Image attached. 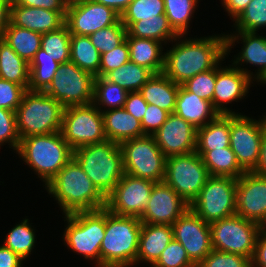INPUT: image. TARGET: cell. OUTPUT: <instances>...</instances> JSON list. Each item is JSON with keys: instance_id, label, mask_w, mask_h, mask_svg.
<instances>
[{"instance_id": "6da1fadb", "label": "cell", "mask_w": 266, "mask_h": 267, "mask_svg": "<svg viewBox=\"0 0 266 267\" xmlns=\"http://www.w3.org/2000/svg\"><path fill=\"white\" fill-rule=\"evenodd\" d=\"M226 34L201 38L178 35L164 57L163 74L182 85L195 75L215 68L226 55ZM185 39H181L184 38Z\"/></svg>"}, {"instance_id": "7a4b0ae2", "label": "cell", "mask_w": 266, "mask_h": 267, "mask_svg": "<svg viewBox=\"0 0 266 267\" xmlns=\"http://www.w3.org/2000/svg\"><path fill=\"white\" fill-rule=\"evenodd\" d=\"M64 212L63 215L106 207V197L72 158L45 186Z\"/></svg>"}, {"instance_id": "3957f363", "label": "cell", "mask_w": 266, "mask_h": 267, "mask_svg": "<svg viewBox=\"0 0 266 267\" xmlns=\"http://www.w3.org/2000/svg\"><path fill=\"white\" fill-rule=\"evenodd\" d=\"M142 222L105 208V235L100 246L101 267L136 265Z\"/></svg>"}, {"instance_id": "277c9868", "label": "cell", "mask_w": 266, "mask_h": 267, "mask_svg": "<svg viewBox=\"0 0 266 267\" xmlns=\"http://www.w3.org/2000/svg\"><path fill=\"white\" fill-rule=\"evenodd\" d=\"M16 154L36 172L46 186L73 158V149L59 131L20 139Z\"/></svg>"}, {"instance_id": "5b68a950", "label": "cell", "mask_w": 266, "mask_h": 267, "mask_svg": "<svg viewBox=\"0 0 266 267\" xmlns=\"http://www.w3.org/2000/svg\"><path fill=\"white\" fill-rule=\"evenodd\" d=\"M73 158L105 197L125 174L120 144L110 140L76 148Z\"/></svg>"}, {"instance_id": "8992f818", "label": "cell", "mask_w": 266, "mask_h": 267, "mask_svg": "<svg viewBox=\"0 0 266 267\" xmlns=\"http://www.w3.org/2000/svg\"><path fill=\"white\" fill-rule=\"evenodd\" d=\"M64 109L45 92L27 90L15 111L20 139L61 131Z\"/></svg>"}, {"instance_id": "52a82bcc", "label": "cell", "mask_w": 266, "mask_h": 267, "mask_svg": "<svg viewBox=\"0 0 266 267\" xmlns=\"http://www.w3.org/2000/svg\"><path fill=\"white\" fill-rule=\"evenodd\" d=\"M67 227L63 240L67 247L85 260L101 267L100 246L105 235V208L64 215Z\"/></svg>"}, {"instance_id": "ba28073f", "label": "cell", "mask_w": 266, "mask_h": 267, "mask_svg": "<svg viewBox=\"0 0 266 267\" xmlns=\"http://www.w3.org/2000/svg\"><path fill=\"white\" fill-rule=\"evenodd\" d=\"M236 186L233 177L210 175L189 208L209 224L235 215Z\"/></svg>"}, {"instance_id": "9c48e42d", "label": "cell", "mask_w": 266, "mask_h": 267, "mask_svg": "<svg viewBox=\"0 0 266 267\" xmlns=\"http://www.w3.org/2000/svg\"><path fill=\"white\" fill-rule=\"evenodd\" d=\"M120 148L124 173L154 182L164 180L167 157L156 144L153 135L124 141Z\"/></svg>"}, {"instance_id": "30bf717a", "label": "cell", "mask_w": 266, "mask_h": 267, "mask_svg": "<svg viewBox=\"0 0 266 267\" xmlns=\"http://www.w3.org/2000/svg\"><path fill=\"white\" fill-rule=\"evenodd\" d=\"M259 225L240 215H232L210 223L214 250L242 255L252 259Z\"/></svg>"}, {"instance_id": "8fae6325", "label": "cell", "mask_w": 266, "mask_h": 267, "mask_svg": "<svg viewBox=\"0 0 266 267\" xmlns=\"http://www.w3.org/2000/svg\"><path fill=\"white\" fill-rule=\"evenodd\" d=\"M209 176L201 156L196 151L166 158L163 181L189 205L198 196Z\"/></svg>"}, {"instance_id": "7c38bea8", "label": "cell", "mask_w": 266, "mask_h": 267, "mask_svg": "<svg viewBox=\"0 0 266 267\" xmlns=\"http://www.w3.org/2000/svg\"><path fill=\"white\" fill-rule=\"evenodd\" d=\"M61 133L73 150L107 140L102 113L93 103L66 107Z\"/></svg>"}, {"instance_id": "4fadbf2b", "label": "cell", "mask_w": 266, "mask_h": 267, "mask_svg": "<svg viewBox=\"0 0 266 267\" xmlns=\"http://www.w3.org/2000/svg\"><path fill=\"white\" fill-rule=\"evenodd\" d=\"M259 120L241 113L230 114V148L245 172H252L260 157L261 140L266 129V113Z\"/></svg>"}, {"instance_id": "5bb4252c", "label": "cell", "mask_w": 266, "mask_h": 267, "mask_svg": "<svg viewBox=\"0 0 266 267\" xmlns=\"http://www.w3.org/2000/svg\"><path fill=\"white\" fill-rule=\"evenodd\" d=\"M94 80L93 75L69 61L59 65L56 76L44 92L65 108L92 104Z\"/></svg>"}, {"instance_id": "9a60e30c", "label": "cell", "mask_w": 266, "mask_h": 267, "mask_svg": "<svg viewBox=\"0 0 266 267\" xmlns=\"http://www.w3.org/2000/svg\"><path fill=\"white\" fill-rule=\"evenodd\" d=\"M156 182L125 173L106 197V209L116 215L140 218Z\"/></svg>"}, {"instance_id": "2e32d148", "label": "cell", "mask_w": 266, "mask_h": 267, "mask_svg": "<svg viewBox=\"0 0 266 267\" xmlns=\"http://www.w3.org/2000/svg\"><path fill=\"white\" fill-rule=\"evenodd\" d=\"M172 228L174 239L181 243L196 266L213 250L210 224L190 208L172 224Z\"/></svg>"}, {"instance_id": "e0dca14e", "label": "cell", "mask_w": 266, "mask_h": 267, "mask_svg": "<svg viewBox=\"0 0 266 267\" xmlns=\"http://www.w3.org/2000/svg\"><path fill=\"white\" fill-rule=\"evenodd\" d=\"M120 19L121 15L110 7L93 0H82L67 5L65 25L71 35L90 36Z\"/></svg>"}, {"instance_id": "ac0fdd59", "label": "cell", "mask_w": 266, "mask_h": 267, "mask_svg": "<svg viewBox=\"0 0 266 267\" xmlns=\"http://www.w3.org/2000/svg\"><path fill=\"white\" fill-rule=\"evenodd\" d=\"M253 76L254 73H251L247 68H236L233 64L224 68L219 63L216 66L213 108L221 115L238 114L224 105L244 99L250 90L251 83L254 81Z\"/></svg>"}, {"instance_id": "d6986e66", "label": "cell", "mask_w": 266, "mask_h": 267, "mask_svg": "<svg viewBox=\"0 0 266 267\" xmlns=\"http://www.w3.org/2000/svg\"><path fill=\"white\" fill-rule=\"evenodd\" d=\"M189 208V204L164 181L156 182L148 205L139 218L142 223L171 225Z\"/></svg>"}, {"instance_id": "ffe728a7", "label": "cell", "mask_w": 266, "mask_h": 267, "mask_svg": "<svg viewBox=\"0 0 266 267\" xmlns=\"http://www.w3.org/2000/svg\"><path fill=\"white\" fill-rule=\"evenodd\" d=\"M236 214L261 224L266 216V177L245 172L237 179Z\"/></svg>"}, {"instance_id": "44dd1931", "label": "cell", "mask_w": 266, "mask_h": 267, "mask_svg": "<svg viewBox=\"0 0 266 267\" xmlns=\"http://www.w3.org/2000/svg\"><path fill=\"white\" fill-rule=\"evenodd\" d=\"M153 137L166 157L196 151L197 129L175 113L169 114Z\"/></svg>"}, {"instance_id": "7402d4cb", "label": "cell", "mask_w": 266, "mask_h": 267, "mask_svg": "<svg viewBox=\"0 0 266 267\" xmlns=\"http://www.w3.org/2000/svg\"><path fill=\"white\" fill-rule=\"evenodd\" d=\"M257 32L236 31L230 35L226 34V55L231 52L232 46L240 39L243 45L242 50L234 56L233 65L236 68L242 63H249L258 67L254 74V81L258 82L266 74V36H259ZM237 41V42H236ZM241 63V64H240ZM240 64V65H239ZM238 65V66H237Z\"/></svg>"}, {"instance_id": "603a6c76", "label": "cell", "mask_w": 266, "mask_h": 267, "mask_svg": "<svg viewBox=\"0 0 266 267\" xmlns=\"http://www.w3.org/2000/svg\"><path fill=\"white\" fill-rule=\"evenodd\" d=\"M66 12H57L43 8L26 7L11 1L10 22L20 28L41 34L56 31L65 25Z\"/></svg>"}, {"instance_id": "cb8c5ba5", "label": "cell", "mask_w": 266, "mask_h": 267, "mask_svg": "<svg viewBox=\"0 0 266 267\" xmlns=\"http://www.w3.org/2000/svg\"><path fill=\"white\" fill-rule=\"evenodd\" d=\"M173 238L171 225L142 223L136 265L150 263L151 267Z\"/></svg>"}, {"instance_id": "d4e9b609", "label": "cell", "mask_w": 266, "mask_h": 267, "mask_svg": "<svg viewBox=\"0 0 266 267\" xmlns=\"http://www.w3.org/2000/svg\"><path fill=\"white\" fill-rule=\"evenodd\" d=\"M174 113L196 129L205 126L219 115L211 102L187 91L182 85L179 87Z\"/></svg>"}, {"instance_id": "484cf974", "label": "cell", "mask_w": 266, "mask_h": 267, "mask_svg": "<svg viewBox=\"0 0 266 267\" xmlns=\"http://www.w3.org/2000/svg\"><path fill=\"white\" fill-rule=\"evenodd\" d=\"M101 113L107 140L121 144L124 141L145 135L141 122L124 108L105 110Z\"/></svg>"}, {"instance_id": "4316f807", "label": "cell", "mask_w": 266, "mask_h": 267, "mask_svg": "<svg viewBox=\"0 0 266 267\" xmlns=\"http://www.w3.org/2000/svg\"><path fill=\"white\" fill-rule=\"evenodd\" d=\"M126 40L131 62L150 69L154 74L163 72L164 44L153 39L136 38L128 34L126 35Z\"/></svg>"}, {"instance_id": "83f0119b", "label": "cell", "mask_w": 266, "mask_h": 267, "mask_svg": "<svg viewBox=\"0 0 266 267\" xmlns=\"http://www.w3.org/2000/svg\"><path fill=\"white\" fill-rule=\"evenodd\" d=\"M179 87L180 85L174 83L163 73H157L146 82L139 92L148 104L174 113Z\"/></svg>"}, {"instance_id": "f1b7e54d", "label": "cell", "mask_w": 266, "mask_h": 267, "mask_svg": "<svg viewBox=\"0 0 266 267\" xmlns=\"http://www.w3.org/2000/svg\"><path fill=\"white\" fill-rule=\"evenodd\" d=\"M230 147V114H219L197 129L196 151H213Z\"/></svg>"}, {"instance_id": "f546056e", "label": "cell", "mask_w": 266, "mask_h": 267, "mask_svg": "<svg viewBox=\"0 0 266 267\" xmlns=\"http://www.w3.org/2000/svg\"><path fill=\"white\" fill-rule=\"evenodd\" d=\"M122 24L126 27L127 34L136 38L153 39L167 44L178 36L170 27L165 14L136 22H122Z\"/></svg>"}, {"instance_id": "4dcf8cb0", "label": "cell", "mask_w": 266, "mask_h": 267, "mask_svg": "<svg viewBox=\"0 0 266 267\" xmlns=\"http://www.w3.org/2000/svg\"><path fill=\"white\" fill-rule=\"evenodd\" d=\"M0 78L17 83L28 90L30 64L22 59L1 37Z\"/></svg>"}, {"instance_id": "1f68e13d", "label": "cell", "mask_w": 266, "mask_h": 267, "mask_svg": "<svg viewBox=\"0 0 266 267\" xmlns=\"http://www.w3.org/2000/svg\"><path fill=\"white\" fill-rule=\"evenodd\" d=\"M196 152L201 156L211 176H226L238 179L245 173L230 147L215 149L213 151Z\"/></svg>"}, {"instance_id": "d6a6232c", "label": "cell", "mask_w": 266, "mask_h": 267, "mask_svg": "<svg viewBox=\"0 0 266 267\" xmlns=\"http://www.w3.org/2000/svg\"><path fill=\"white\" fill-rule=\"evenodd\" d=\"M1 38L29 64L41 48V33L17 27L11 22Z\"/></svg>"}, {"instance_id": "836d02e7", "label": "cell", "mask_w": 266, "mask_h": 267, "mask_svg": "<svg viewBox=\"0 0 266 267\" xmlns=\"http://www.w3.org/2000/svg\"><path fill=\"white\" fill-rule=\"evenodd\" d=\"M100 58L101 54L92 44L89 36L71 35V62L94 77H99Z\"/></svg>"}, {"instance_id": "e575fe53", "label": "cell", "mask_w": 266, "mask_h": 267, "mask_svg": "<svg viewBox=\"0 0 266 267\" xmlns=\"http://www.w3.org/2000/svg\"><path fill=\"white\" fill-rule=\"evenodd\" d=\"M153 75L150 69L129 61L110 71L105 78L128 92H135L139 91Z\"/></svg>"}, {"instance_id": "d590c367", "label": "cell", "mask_w": 266, "mask_h": 267, "mask_svg": "<svg viewBox=\"0 0 266 267\" xmlns=\"http://www.w3.org/2000/svg\"><path fill=\"white\" fill-rule=\"evenodd\" d=\"M60 63L47 56L40 48L30 62V79L28 90L44 92L57 74Z\"/></svg>"}, {"instance_id": "8d00e7d4", "label": "cell", "mask_w": 266, "mask_h": 267, "mask_svg": "<svg viewBox=\"0 0 266 267\" xmlns=\"http://www.w3.org/2000/svg\"><path fill=\"white\" fill-rule=\"evenodd\" d=\"M128 91L110 82L105 77H95L92 103L100 112L110 109L123 108ZM106 109H101V108Z\"/></svg>"}, {"instance_id": "74e56055", "label": "cell", "mask_w": 266, "mask_h": 267, "mask_svg": "<svg viewBox=\"0 0 266 267\" xmlns=\"http://www.w3.org/2000/svg\"><path fill=\"white\" fill-rule=\"evenodd\" d=\"M198 0H164L165 15L177 35H186Z\"/></svg>"}, {"instance_id": "f35d334b", "label": "cell", "mask_w": 266, "mask_h": 267, "mask_svg": "<svg viewBox=\"0 0 266 267\" xmlns=\"http://www.w3.org/2000/svg\"><path fill=\"white\" fill-rule=\"evenodd\" d=\"M35 232V229L30 225L29 219L25 218L8 232L3 245L26 260L35 247Z\"/></svg>"}, {"instance_id": "ab89813d", "label": "cell", "mask_w": 266, "mask_h": 267, "mask_svg": "<svg viewBox=\"0 0 266 267\" xmlns=\"http://www.w3.org/2000/svg\"><path fill=\"white\" fill-rule=\"evenodd\" d=\"M70 38L71 34L66 25L60 29L42 34L41 48L47 56L58 63L70 61Z\"/></svg>"}, {"instance_id": "60d3db41", "label": "cell", "mask_w": 266, "mask_h": 267, "mask_svg": "<svg viewBox=\"0 0 266 267\" xmlns=\"http://www.w3.org/2000/svg\"><path fill=\"white\" fill-rule=\"evenodd\" d=\"M235 31L257 32L266 27V0H251L234 23Z\"/></svg>"}, {"instance_id": "b9f144b4", "label": "cell", "mask_w": 266, "mask_h": 267, "mask_svg": "<svg viewBox=\"0 0 266 267\" xmlns=\"http://www.w3.org/2000/svg\"><path fill=\"white\" fill-rule=\"evenodd\" d=\"M127 29L121 19L109 27L99 29L89 37L100 54L109 52L126 40Z\"/></svg>"}, {"instance_id": "7bdbcfd3", "label": "cell", "mask_w": 266, "mask_h": 267, "mask_svg": "<svg viewBox=\"0 0 266 267\" xmlns=\"http://www.w3.org/2000/svg\"><path fill=\"white\" fill-rule=\"evenodd\" d=\"M165 14L164 0H132L121 14L122 22H136Z\"/></svg>"}, {"instance_id": "ee69618b", "label": "cell", "mask_w": 266, "mask_h": 267, "mask_svg": "<svg viewBox=\"0 0 266 267\" xmlns=\"http://www.w3.org/2000/svg\"><path fill=\"white\" fill-rule=\"evenodd\" d=\"M216 82V67L199 73L187 80L182 86L189 92L212 103Z\"/></svg>"}, {"instance_id": "f6af8a7d", "label": "cell", "mask_w": 266, "mask_h": 267, "mask_svg": "<svg viewBox=\"0 0 266 267\" xmlns=\"http://www.w3.org/2000/svg\"><path fill=\"white\" fill-rule=\"evenodd\" d=\"M151 267H197L188 257L185 248L174 238Z\"/></svg>"}, {"instance_id": "bcb514c9", "label": "cell", "mask_w": 266, "mask_h": 267, "mask_svg": "<svg viewBox=\"0 0 266 267\" xmlns=\"http://www.w3.org/2000/svg\"><path fill=\"white\" fill-rule=\"evenodd\" d=\"M5 143H8L11 149L17 151L20 136L17 131L15 112L0 108V147Z\"/></svg>"}, {"instance_id": "7dc6e473", "label": "cell", "mask_w": 266, "mask_h": 267, "mask_svg": "<svg viewBox=\"0 0 266 267\" xmlns=\"http://www.w3.org/2000/svg\"><path fill=\"white\" fill-rule=\"evenodd\" d=\"M197 267H251V259L213 249Z\"/></svg>"}, {"instance_id": "c3c4849f", "label": "cell", "mask_w": 266, "mask_h": 267, "mask_svg": "<svg viewBox=\"0 0 266 267\" xmlns=\"http://www.w3.org/2000/svg\"><path fill=\"white\" fill-rule=\"evenodd\" d=\"M129 61V47L127 40H125L113 50L101 54L99 77H105L110 71L119 68L121 65Z\"/></svg>"}, {"instance_id": "681fc988", "label": "cell", "mask_w": 266, "mask_h": 267, "mask_svg": "<svg viewBox=\"0 0 266 267\" xmlns=\"http://www.w3.org/2000/svg\"><path fill=\"white\" fill-rule=\"evenodd\" d=\"M27 90L14 82L0 78V108L16 111Z\"/></svg>"}, {"instance_id": "f907efd6", "label": "cell", "mask_w": 266, "mask_h": 267, "mask_svg": "<svg viewBox=\"0 0 266 267\" xmlns=\"http://www.w3.org/2000/svg\"><path fill=\"white\" fill-rule=\"evenodd\" d=\"M169 112L148 104L144 118L141 121V127L145 135H154L162 124L167 120Z\"/></svg>"}, {"instance_id": "816d5d0a", "label": "cell", "mask_w": 266, "mask_h": 267, "mask_svg": "<svg viewBox=\"0 0 266 267\" xmlns=\"http://www.w3.org/2000/svg\"><path fill=\"white\" fill-rule=\"evenodd\" d=\"M148 103L144 100L139 91L129 92L124 104V109L138 121H142L145 116Z\"/></svg>"}, {"instance_id": "f5cc1de1", "label": "cell", "mask_w": 266, "mask_h": 267, "mask_svg": "<svg viewBox=\"0 0 266 267\" xmlns=\"http://www.w3.org/2000/svg\"><path fill=\"white\" fill-rule=\"evenodd\" d=\"M18 5L66 12L67 4L63 0H14Z\"/></svg>"}, {"instance_id": "db71d44e", "label": "cell", "mask_w": 266, "mask_h": 267, "mask_svg": "<svg viewBox=\"0 0 266 267\" xmlns=\"http://www.w3.org/2000/svg\"><path fill=\"white\" fill-rule=\"evenodd\" d=\"M251 267H266V231L259 230Z\"/></svg>"}, {"instance_id": "11a10c76", "label": "cell", "mask_w": 266, "mask_h": 267, "mask_svg": "<svg viewBox=\"0 0 266 267\" xmlns=\"http://www.w3.org/2000/svg\"><path fill=\"white\" fill-rule=\"evenodd\" d=\"M23 261L24 259L11 249L4 245L0 246V267H22Z\"/></svg>"}, {"instance_id": "9f6ffc18", "label": "cell", "mask_w": 266, "mask_h": 267, "mask_svg": "<svg viewBox=\"0 0 266 267\" xmlns=\"http://www.w3.org/2000/svg\"><path fill=\"white\" fill-rule=\"evenodd\" d=\"M251 0H221L222 6L228 12V16L233 18V22L246 9Z\"/></svg>"}, {"instance_id": "6f0895ef", "label": "cell", "mask_w": 266, "mask_h": 267, "mask_svg": "<svg viewBox=\"0 0 266 267\" xmlns=\"http://www.w3.org/2000/svg\"><path fill=\"white\" fill-rule=\"evenodd\" d=\"M11 1L12 0H0V37L3 36L6 28L10 24Z\"/></svg>"}, {"instance_id": "680465c9", "label": "cell", "mask_w": 266, "mask_h": 267, "mask_svg": "<svg viewBox=\"0 0 266 267\" xmlns=\"http://www.w3.org/2000/svg\"><path fill=\"white\" fill-rule=\"evenodd\" d=\"M253 173L266 177V129L263 132L262 140H261V150L259 161L252 171Z\"/></svg>"}, {"instance_id": "91938a15", "label": "cell", "mask_w": 266, "mask_h": 267, "mask_svg": "<svg viewBox=\"0 0 266 267\" xmlns=\"http://www.w3.org/2000/svg\"><path fill=\"white\" fill-rule=\"evenodd\" d=\"M97 3L103 4L107 7L114 9L121 15L128 7L132 0H93Z\"/></svg>"}, {"instance_id": "94428289", "label": "cell", "mask_w": 266, "mask_h": 267, "mask_svg": "<svg viewBox=\"0 0 266 267\" xmlns=\"http://www.w3.org/2000/svg\"><path fill=\"white\" fill-rule=\"evenodd\" d=\"M259 228L261 231H266V216L264 220L261 222V224L259 225Z\"/></svg>"}, {"instance_id": "6125c7cd", "label": "cell", "mask_w": 266, "mask_h": 267, "mask_svg": "<svg viewBox=\"0 0 266 267\" xmlns=\"http://www.w3.org/2000/svg\"><path fill=\"white\" fill-rule=\"evenodd\" d=\"M67 5L72 4V3H76L82 0H63Z\"/></svg>"}, {"instance_id": "be15d7a7", "label": "cell", "mask_w": 266, "mask_h": 267, "mask_svg": "<svg viewBox=\"0 0 266 267\" xmlns=\"http://www.w3.org/2000/svg\"><path fill=\"white\" fill-rule=\"evenodd\" d=\"M258 82L262 83V85H265L266 84V74Z\"/></svg>"}]
</instances>
